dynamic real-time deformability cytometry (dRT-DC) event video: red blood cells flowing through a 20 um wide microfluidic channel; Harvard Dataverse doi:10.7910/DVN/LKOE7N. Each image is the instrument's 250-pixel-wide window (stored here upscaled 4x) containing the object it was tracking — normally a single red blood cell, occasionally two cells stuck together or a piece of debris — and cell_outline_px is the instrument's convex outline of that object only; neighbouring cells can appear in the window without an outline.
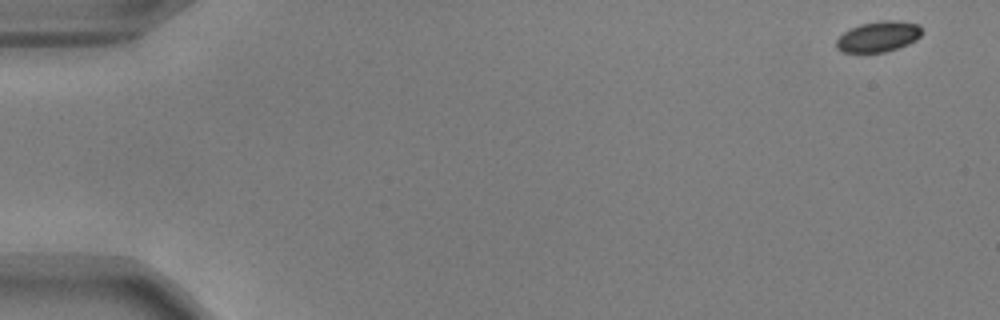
{"species": "common noctule bat (a hibernating species)", "species_latin": "Nyctalus noctula", "temperature_condition": "warm", "stored_images_in_passage": 53, "camera_frame_rate_fps": 3000, "um_per_image_px": 0.085, "animal": {"sex": "male", "body_mass_g": 17.9, "forearm_length_mm": 54.2}, "frame": {"image": 1, "passage_image": 1, "time_ms": 0.0, "image_size_px": [1000, 320], "cell_outline_px": [[924, 32], [916, 40], [908, 44], [884, 52], [844, 52], [836, 48], [836, 40], [844, 32], [860, 24], [884, 20], [892, 20], [920, 24]], "centroid_in_image_um": [74.7, 3.1], "position_along_channel_um": 10.3, "area_um2": 15.2}}
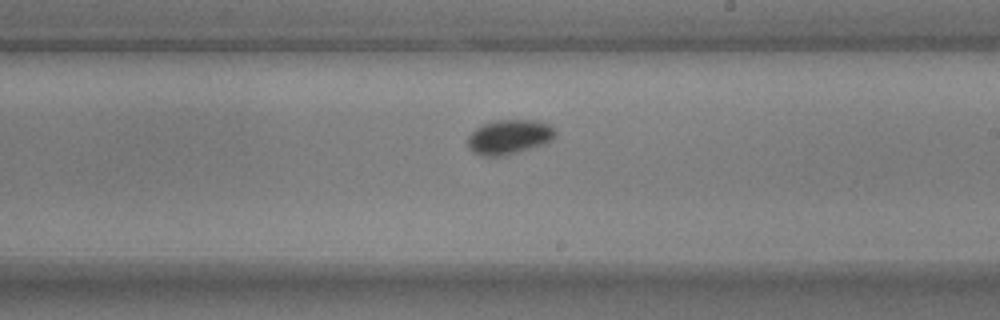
{"frame": {"image": 2, "passage_image": 31, "time_ms": 10.0, "image_size_px": [1000, 320], "cell_outline_px": [[556, 136], [552, 140], [544, 144], [504, 156], [480, 156], [472, 152], [468, 148], [468, 136], [476, 128], [484, 124], [496, 120], [532, 120], [548, 124], [556, 132]], "centroid_in_image_um": [43.26, 11.65], "position_along_channel_um": 245.7, "area_um2": 17.63}}
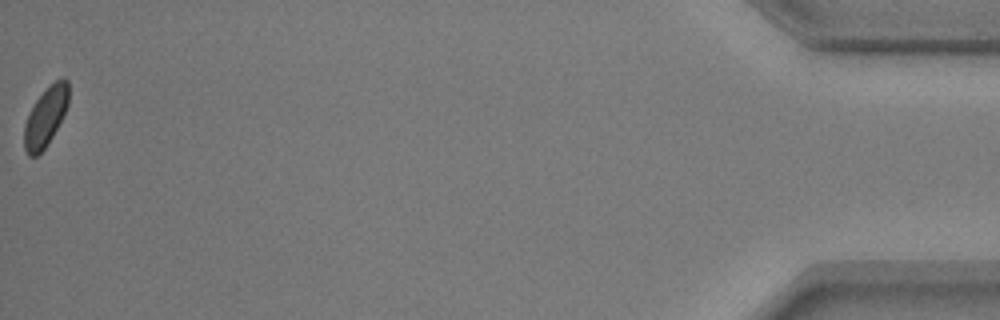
{"frame": {"image": 3, "passage_image": 53, "time_ms": 17.333, "image_size_px": [1000, 320], "cell_outline_px": [[68, 104], [48, 144], [36, 156], [28, 156], [24, 148], [24, 124], [28, 112], [36, 100], [56, 80], [68, 80]], "centroid_in_image_um": [3.83, 9.97], "position_along_channel_um": 431.4, "area_um2": 14.85}}